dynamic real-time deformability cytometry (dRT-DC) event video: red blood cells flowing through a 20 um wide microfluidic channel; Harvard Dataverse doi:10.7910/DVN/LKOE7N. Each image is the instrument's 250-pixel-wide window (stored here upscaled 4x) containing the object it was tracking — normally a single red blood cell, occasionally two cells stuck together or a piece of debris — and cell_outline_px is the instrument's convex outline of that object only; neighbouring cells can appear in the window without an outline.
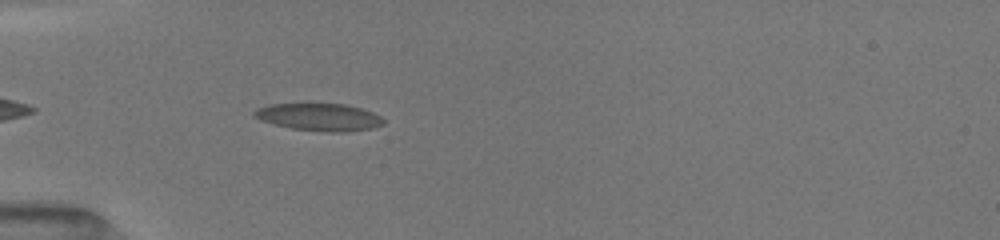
{"species": "common noctule bat (a hibernating species)", "species_latin": "Nyctalus noctula", "temperature_condition": "room temperature", "stored_images_in_passage": 28, "camera_frame_rate_fps": 3000, "um_per_image_px": 0.085, "animal": {"sex": "female", "body_mass_g": 19.5, "forearm_length_mm": 54.1}, "frame": {"image": 1, "passage_image": 13, "time_ms": 4.333, "image_size_px": [1000, 240], "cell_outline_px": [[384, 124], [372, 128], [344, 132], [328, 132], [292, 128], [260, 120], [252, 116], [252, 112], [256, 108], [268, 104], [304, 100], [308, 100], [348, 104], [372, 112], [380, 116], [384, 120]], "centroid_in_image_um": [27.06, 9.88], "position_along_channel_um": 57.9, "area_um2": 21.79}}
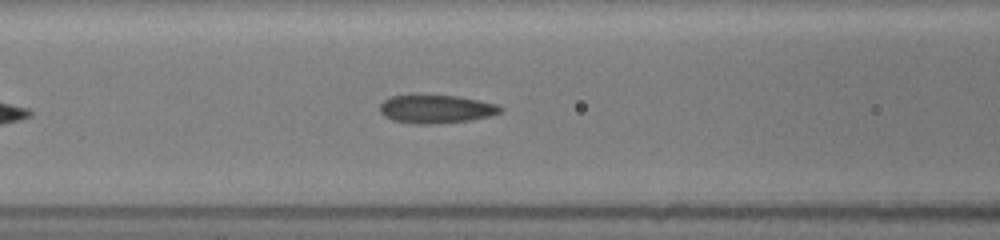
{"frame": {"image": 2, "passage_image": 18, "time_ms": 6.333, "image_size_px": [1000, 240], "cell_outline_px": [[504, 108], [500, 112], [488, 116], [468, 120], [436, 124], [416, 124], [392, 120], [384, 116], [380, 112], [380, 104], [384, 100], [392, 96], [412, 92], [416, 92], [456, 96], [496, 104]], "centroid_in_image_um": [36.98, 9.22], "position_along_channel_um": 129.6, "area_um2": 20.46}}
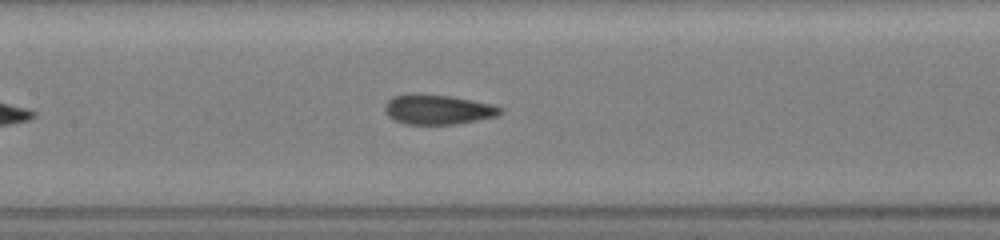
{"frame": {"image": 3, "passage_image": 21, "time_ms": 7.333, "image_size_px": [1000, 240], "cell_outline_px": [[504, 112], [496, 116], [456, 124], [404, 124], [392, 120], [384, 112], [384, 104], [392, 96], [412, 92], [416, 92], [452, 96], [492, 104], [504, 108]], "centroid_in_image_um": [37.16, 9.29], "position_along_channel_um": 170.2, "area_um2": 20.58}}